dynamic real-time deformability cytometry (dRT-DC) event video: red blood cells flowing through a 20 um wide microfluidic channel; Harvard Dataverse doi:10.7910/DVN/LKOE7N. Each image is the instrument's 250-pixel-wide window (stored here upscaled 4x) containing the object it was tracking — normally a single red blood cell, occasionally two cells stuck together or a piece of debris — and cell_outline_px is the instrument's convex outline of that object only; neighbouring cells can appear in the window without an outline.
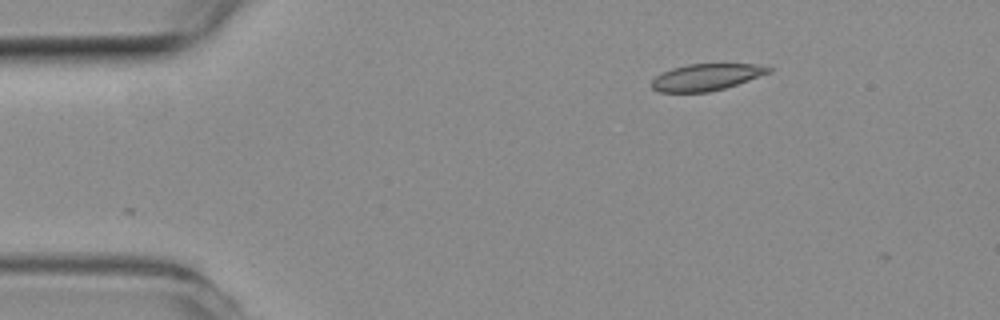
{"species": "common noctule bat (a hibernating species)", "species_latin": "Nyctalus noctula", "temperature_condition": "room temperature", "stored_images_in_passage": 3, "camera_frame_rate_fps": 3000, "um_per_image_px": 0.085, "animal": {"sex": "female", "body_mass_g": 19.3, "forearm_length_mm": 54.1}, "frame": {"image": 1, "passage_image": 1, "time_ms": 0.0, "image_size_px": [1000, 320], "cell_outline_px": [[772, 72], [724, 88], [708, 92], [660, 92], [652, 88], [652, 80], [656, 76], [672, 68], [688, 64], [756, 64], [772, 68]], "centroid_in_image_um": [60.04, 6.55], "position_along_channel_um": 25.0, "area_um2": 17.98}}